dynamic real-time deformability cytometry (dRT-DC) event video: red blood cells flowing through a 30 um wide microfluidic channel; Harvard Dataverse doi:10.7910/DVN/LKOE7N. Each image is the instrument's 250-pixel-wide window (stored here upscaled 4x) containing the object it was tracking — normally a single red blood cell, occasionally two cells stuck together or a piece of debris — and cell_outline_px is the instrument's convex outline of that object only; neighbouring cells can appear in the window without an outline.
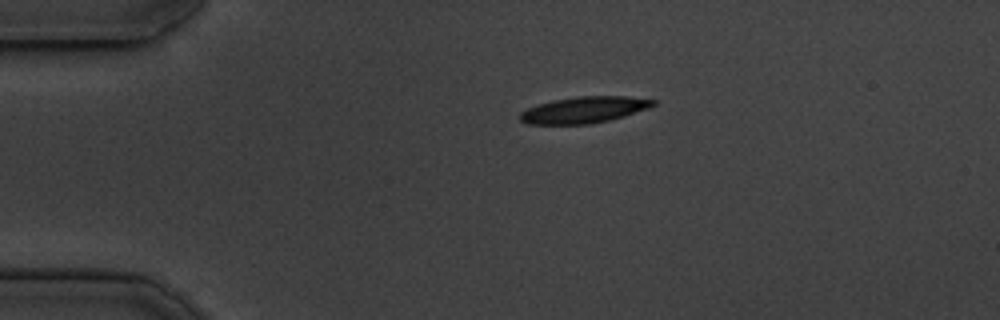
{"species": "common noctule bat (a hibernating species)", "species_latin": "Nyctalus noctula", "temperature_condition": "cold", "stored_images_in_passage": 44, "camera_frame_rate_fps": 3000, "um_per_image_px": 0.085, "animal": {"sex": "male", "body_mass_g": 19.5, "forearm_length_mm": 54.6}, "frame": {"image": 1, "passage_image": 1, "time_ms": 0.0, "image_size_px": [1000, 320], "cell_outline_px": [[656, 104], [648, 108], [624, 116], [608, 120], [588, 124], [528, 124], [520, 120], [520, 112], [528, 108], [552, 100], [580, 96], [628, 96], [656, 100]], "centroid_in_image_um": [49.66, 9.33], "position_along_channel_um": 35.3, "area_um2": 20.29}}
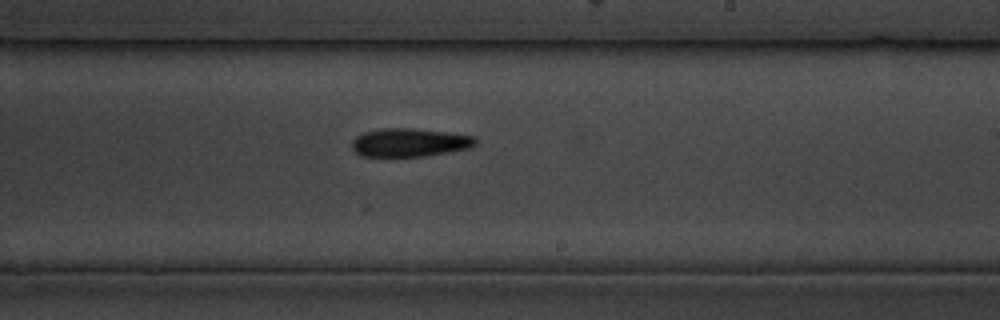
{"frame": {"image": 2, "passage_image": 22, "time_ms": 7.0, "image_size_px": [1000, 320], "cell_outline_px": [[476, 144], [472, 148], [424, 156], [364, 156], [356, 152], [352, 148], [352, 140], [356, 136], [364, 132], [380, 128], [412, 128], [448, 132], [476, 136]], "centroid_in_image_um": [34.84, 12.1], "position_along_channel_um": 254.2, "area_um2": 20.52}}
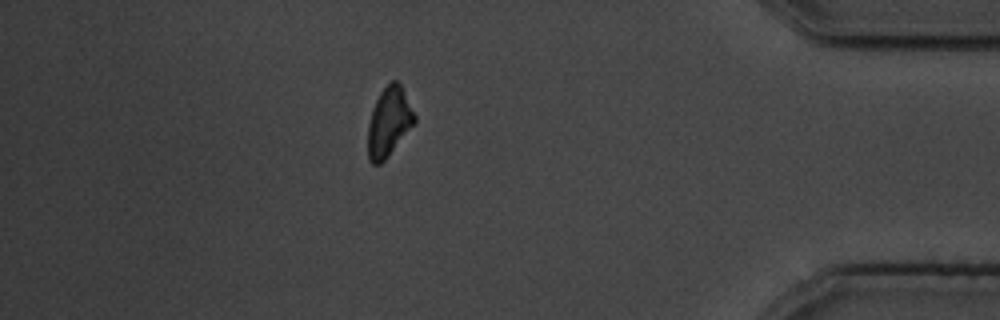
{"frame": {"image": 3, "passage_image": 37, "time_ms": 12.0, "image_size_px": [1000, 320], "cell_outline_px": [[416, 124], [388, 156], [380, 164], [372, 164], [368, 160], [368, 124], [372, 108], [380, 92], [392, 80], [396, 80], [400, 84], [416, 116]], "centroid_in_image_um": [33.06, 10.39], "position_along_channel_um": 402.1, "area_um2": 18.9}, "authors_computed_cell_mechanics": {"area_um2": 19.8832, "velocity_mm_per_s": 3.719, "shape_relaxation_time_tau1_ms": 2.9558, "shape_relaxation_time_tau2_ms": null, "deformation_change_tau1": 0.1086, "deformation_change_tau2": null}}